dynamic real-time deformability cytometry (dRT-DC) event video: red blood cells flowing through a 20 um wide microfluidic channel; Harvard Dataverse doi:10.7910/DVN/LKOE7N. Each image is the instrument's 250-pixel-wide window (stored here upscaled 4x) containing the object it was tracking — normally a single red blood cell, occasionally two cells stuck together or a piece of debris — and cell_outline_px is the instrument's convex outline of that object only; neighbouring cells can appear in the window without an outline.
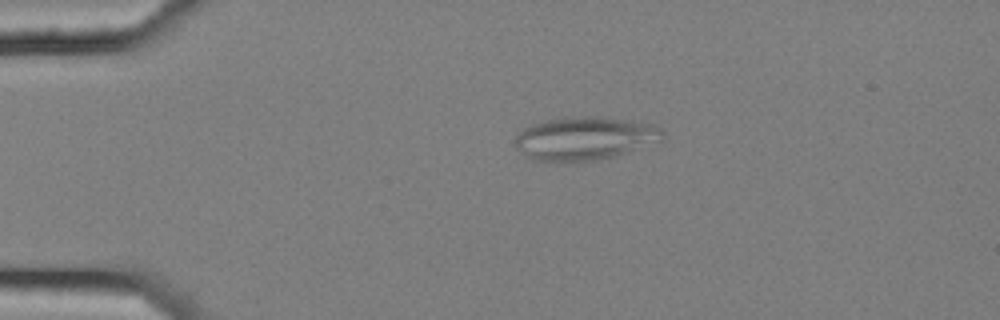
{"species": "common noctule bat (a hibernating species)", "species_latin": "Nyctalus noctula", "temperature_condition": "cold", "stored_images_in_passage": 6, "camera_frame_rate_fps": 3000, "um_per_image_px": 0.085, "animal": {"sex": "female", "body_mass_g": 25.1}, "frame": {"image": 1, "passage_image": 4, "time_ms": 1.0, "image_size_px": [1000, 320], "cell_outline_px": [[664, 136], [660, 140], [612, 156], [596, 160], [560, 164], [556, 164], [532, 160], [524, 156], [516, 148], [516, 136], [524, 128], [532, 124], [544, 120], [580, 116], [596, 116], [628, 120], [652, 124], [660, 128], [664, 132]], "centroid_in_image_um": [49.61, 11.79], "position_along_channel_um": 35.4, "area_um2": 37.4}}